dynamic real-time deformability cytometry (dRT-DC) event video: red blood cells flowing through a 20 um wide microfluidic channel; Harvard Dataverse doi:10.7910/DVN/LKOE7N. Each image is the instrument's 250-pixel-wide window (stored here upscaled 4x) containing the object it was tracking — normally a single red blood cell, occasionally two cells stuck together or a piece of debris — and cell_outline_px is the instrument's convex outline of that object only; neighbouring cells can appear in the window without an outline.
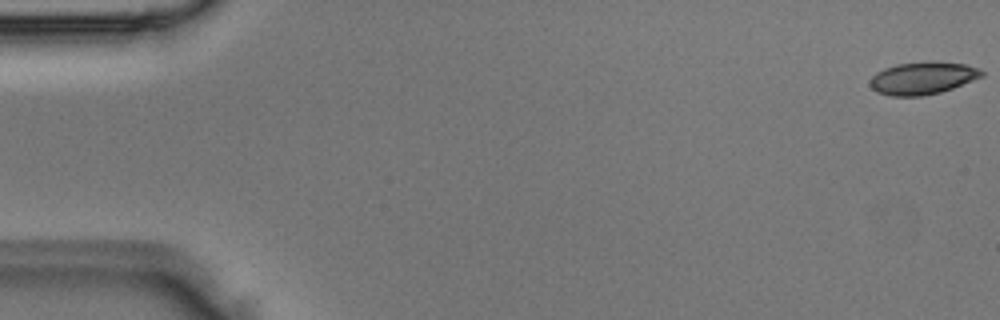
{"species": "Egyptian fruit bat (a non-hibernating species)", "species_latin": "Rousettus aegyptiacus", "temperature_condition": "room temperature", "stored_images_in_passage": 5, "camera_frame_rate_fps": 3000, "um_per_image_px": 0.085, "animal": {"sex": "male"}, "frame": {"image": 1, "passage_image": 1, "time_ms": 0.0, "image_size_px": [1000, 320], "cell_outline_px": [[984, 76], [952, 88], [940, 92], [920, 96], [892, 96], [876, 92], [868, 84], [868, 80], [876, 72], [884, 68], [896, 64], [924, 60], [932, 60], [968, 64], [980, 68], [984, 72]], "centroid_in_image_um": [78.42, 6.61], "position_along_channel_um": 6.6, "area_um2": 21.68}}